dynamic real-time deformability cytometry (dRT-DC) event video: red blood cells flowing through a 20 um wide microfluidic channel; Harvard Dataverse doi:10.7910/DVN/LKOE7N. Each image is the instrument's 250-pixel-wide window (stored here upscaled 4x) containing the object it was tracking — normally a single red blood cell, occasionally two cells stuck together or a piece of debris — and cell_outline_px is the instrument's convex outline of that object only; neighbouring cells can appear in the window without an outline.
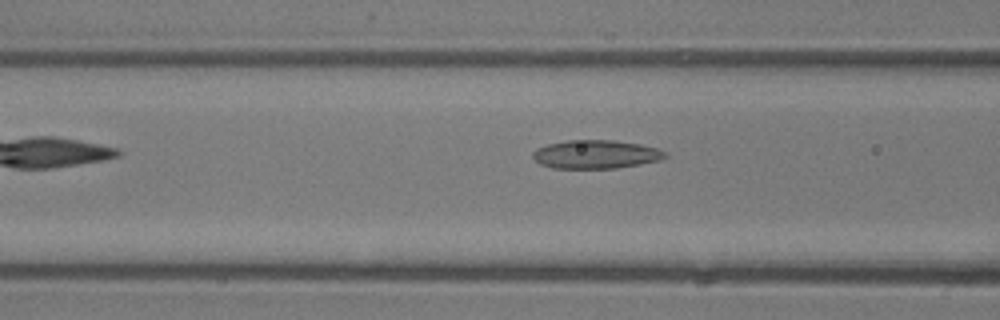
{"species": "common noctule bat (a hibernating species)", "species_latin": "Nyctalus noctula", "temperature_condition": "room temperature", "stored_images_in_passage": 31, "camera_frame_rate_fps": 3000, "um_per_image_px": 0.085, "animal": {"sex": "male", "body_mass_g": 13.3}, "frame": {"image": 1, "passage_image": 7, "time_ms": 2.0, "image_size_px": [1000, 320], "cell_outline_px": [[668, 156], [660, 160], [640, 164], [616, 168], [552, 168], [540, 164], [532, 156], [532, 152], [536, 148], [548, 144], [568, 140], [612, 140], [640, 144], [656, 148], [668, 152]], "centroid_in_image_um": [50.65, 13.12], "position_along_channel_um": 115.9, "area_um2": 22.02}}
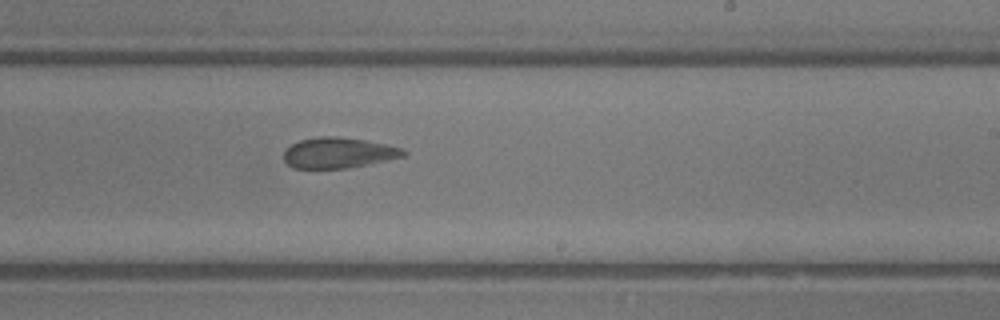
{"frame": {"image": 2, "passage_image": 17, "time_ms": 5.333, "image_size_px": [1000, 320], "cell_outline_px": [[408, 152], [404, 156], [368, 164], [348, 168], [292, 168], [284, 160], [284, 148], [300, 140], [320, 136], [336, 136], [364, 140], [384, 144], [400, 148]], "centroid_in_image_um": [28.72, 12.99], "position_along_channel_um": 260.3, "area_um2": 21.21}}
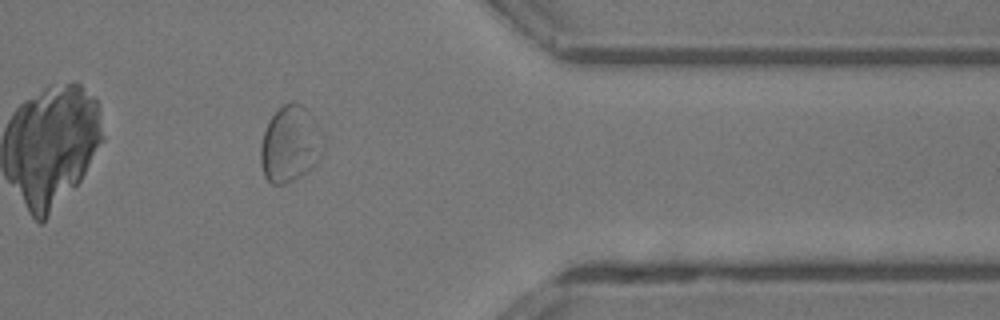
{"frame": {"image": 3, "passage_image": 27, "time_ms": 8.667, "image_size_px": [1000, 320], "cell_outline_px": [[316, 164], [296, 180], [284, 184], [272, 184], [264, 176], [260, 164], [260, 148], [264, 132], [268, 120], [284, 104], [300, 104], [308, 112]], "centroid_in_image_um": [24.42, 12.36], "position_along_channel_um": 387.0, "area_um2": 25.03}, "authors_computed_cell_mechanics": {"area_um2": 22.1952, "velocity_mm_per_s": 4.3432, "shape_relaxation_time_tau1_ms": null, "shape_relaxation_time_tau2_ms": 1.6192, "deformation_change_tau1": null, "deformation_change_tau2": 0.0804}}